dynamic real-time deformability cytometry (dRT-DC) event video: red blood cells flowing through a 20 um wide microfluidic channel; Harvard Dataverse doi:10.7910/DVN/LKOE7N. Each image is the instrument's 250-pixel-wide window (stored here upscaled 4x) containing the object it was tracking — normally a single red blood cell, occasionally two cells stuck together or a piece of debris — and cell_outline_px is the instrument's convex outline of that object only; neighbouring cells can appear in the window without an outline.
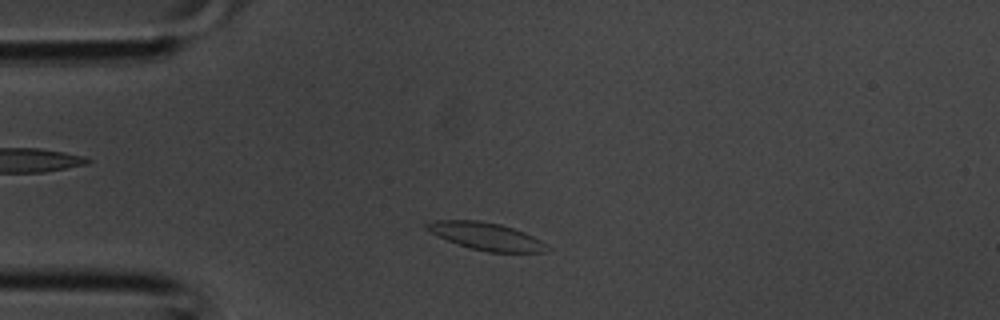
{"species": "common noctule bat (a hibernating species)", "species_latin": "Nyctalus noctula", "temperature_condition": "room temperature", "stored_images_in_passage": 33, "camera_frame_rate_fps": 3000, "um_per_image_px": 0.085, "animal": {"sex": "male", "body_mass_g": 20.1, "forearm_length_mm": 53.5}, "frame": {"image": 1, "passage_image": 4, "time_ms": 1.0, "image_size_px": [1000, 320], "cell_outline_px": [[548, 252], [488, 252], [472, 248], [448, 240], [424, 228], [424, 224], [436, 220], [476, 220], [500, 224], [524, 232], [540, 240], [548, 248]], "centroid_in_image_um": [41.32, 20.07], "position_along_channel_um": 43.7, "area_um2": 18.79}}
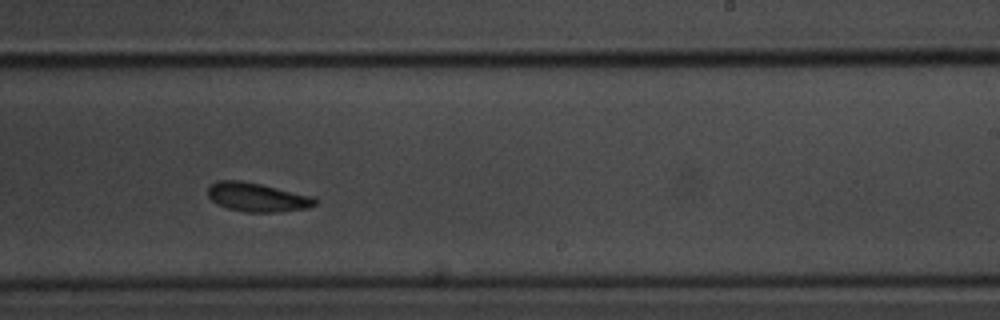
{"frame": {"image": 2, "passage_image": 18, "time_ms": 5.667, "image_size_px": [1000, 320], "cell_outline_px": [[316, 204], [308, 208], [280, 212], [244, 212], [228, 208], [216, 204], [208, 196], [208, 188], [212, 184], [220, 180], [240, 180], [260, 184], [312, 196], [316, 200]], "centroid_in_image_um": [21.85, 16.77], "position_along_channel_um": 267.2, "area_um2": 17.92}}
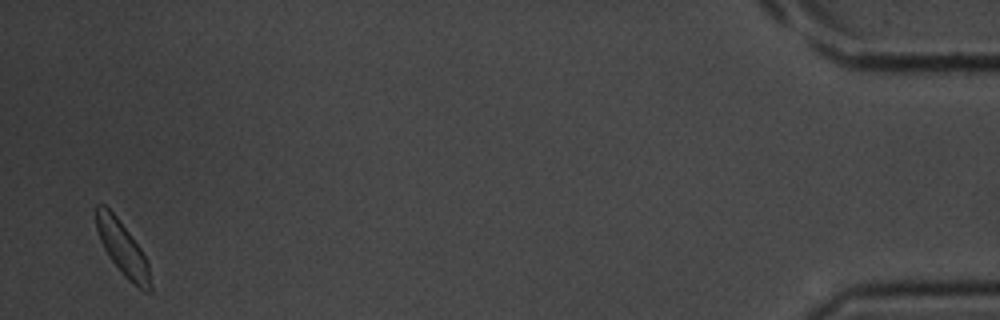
{"frame": {"image": 3, "passage_image": 32, "time_ms": 10.333, "image_size_px": [1000, 320], "cell_outline_px": [[152, 292], [144, 292], [132, 284], [120, 272], [104, 248], [100, 240], [96, 228], [96, 204], [104, 204], [116, 216], [140, 248], [148, 264], [152, 288]], "centroid_in_image_um": [10.43, 21.16], "position_along_channel_um": 424.8, "area_um2": 16.82}}